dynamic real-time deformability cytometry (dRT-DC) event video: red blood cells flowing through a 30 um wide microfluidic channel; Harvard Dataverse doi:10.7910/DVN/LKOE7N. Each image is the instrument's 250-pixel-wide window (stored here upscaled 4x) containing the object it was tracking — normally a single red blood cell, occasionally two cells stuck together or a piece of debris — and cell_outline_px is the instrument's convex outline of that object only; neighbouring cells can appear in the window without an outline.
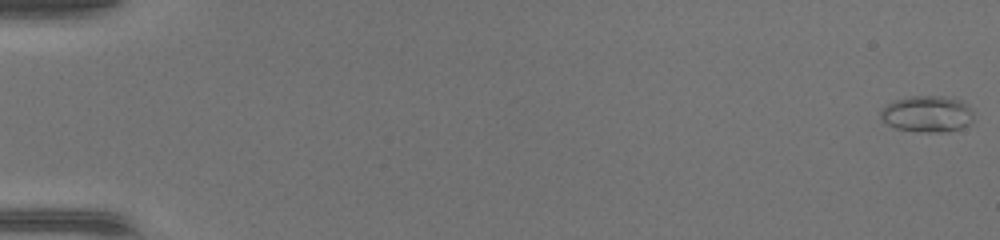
{"species": "common noctule bat (a hibernating species)", "species_latin": "Nyctalus noctula", "temperature_condition": "warm", "stored_images_in_passage": 49, "camera_frame_rate_fps": 3000, "um_per_image_px": 0.085, "animal": {"sex": "female", "body_mass_g": 17.0, "forearm_length_mm": 48.0}, "frame": {"image": 1, "passage_image": 1, "time_ms": 0.0, "image_size_px": [1000, 240], "cell_outline_px": [[972, 120], [968, 124], [960, 128], [948, 132], [920, 132], [896, 128], [888, 124], [880, 116], [880, 112], [888, 104], [896, 100], [908, 96], [944, 96], [960, 100], [972, 112]], "centroid_in_image_um": [78.8, 9.69], "position_along_channel_um": 6.2, "area_um2": 19.42}}
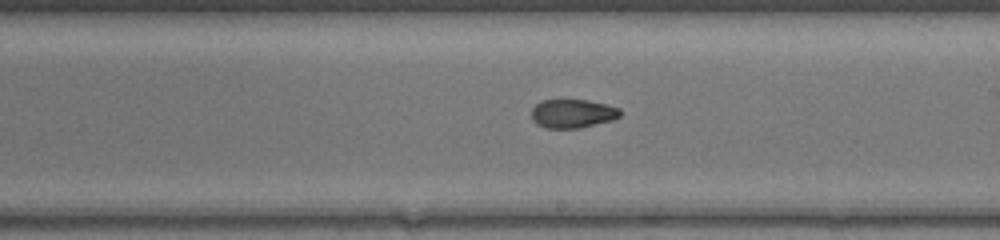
{"frame": {"image": 2, "passage_image": 30, "time_ms": 9.667, "image_size_px": [1000, 240], "cell_outline_px": [[620, 116], [612, 120], [580, 128], [548, 128], [536, 124], [532, 120], [532, 108], [540, 100], [588, 100], [620, 108]], "centroid_in_image_um": [48.65, 9.65], "position_along_channel_um": 240.4, "area_um2": 14.8}}
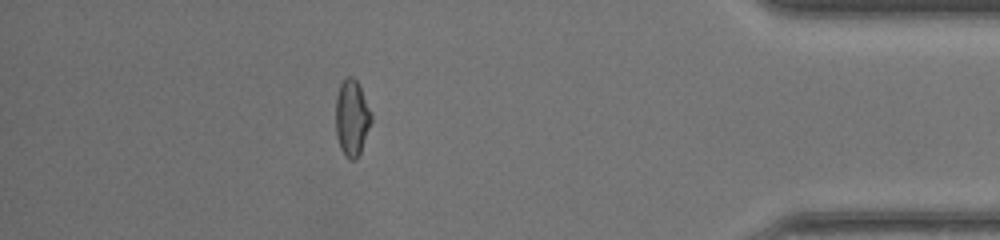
{"frame": {"image": 3, "passage_image": 44, "time_ms": 14.333, "image_size_px": [1000, 240], "cell_outline_px": [[372, 120], [360, 152], [356, 160], [348, 160], [344, 156], [340, 148], [336, 136], [336, 96], [340, 84], [344, 76], [352, 76], [356, 80], [372, 112]], "centroid_in_image_um": [29.9, 10.02], "position_along_channel_um": 405.3, "area_um2": 15.95}, "authors_computed_cell_mechanics": {"area_um2": 15.8372, "velocity_mm_per_s": 4.3945, "shape_relaxation_time_tau1_ms": null, "shape_relaxation_time_tau2_ms": 2.1322, "deformation_change_tau1": null, "deformation_change_tau2": 0.0598}}